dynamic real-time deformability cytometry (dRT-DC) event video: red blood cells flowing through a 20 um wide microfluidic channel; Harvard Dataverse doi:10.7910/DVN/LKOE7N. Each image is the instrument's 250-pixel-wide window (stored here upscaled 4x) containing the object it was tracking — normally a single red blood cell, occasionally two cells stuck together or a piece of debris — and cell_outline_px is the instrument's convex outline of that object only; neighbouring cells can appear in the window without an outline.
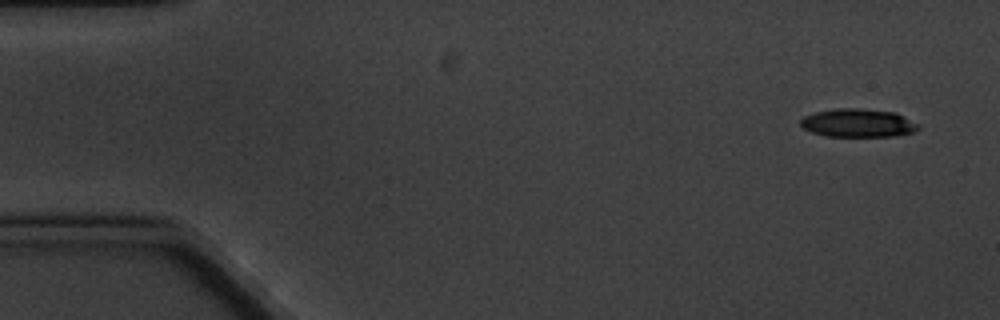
{"species": "common noctule bat (a hibernating species)", "species_latin": "Nyctalus noctula", "temperature_condition": "cold", "stored_images_in_passage": 5, "camera_frame_rate_fps": 3000, "um_per_image_px": 0.085, "animal": {"sex": "male", "body_mass_g": 20.1, "forearm_length_mm": 53.5}, "frame": {"image": 1, "passage_image": 1, "time_ms": 0.0, "image_size_px": [1000, 320], "cell_outline_px": [[920, 128], [912, 132], [896, 136], [824, 136], [812, 132], [804, 128], [800, 124], [800, 120], [804, 116], [816, 112], [836, 108], [856, 108], [896, 112], [920, 124]], "centroid_in_image_um": [72.95, 10.45], "position_along_channel_um": 12.0, "area_um2": 19.48}}
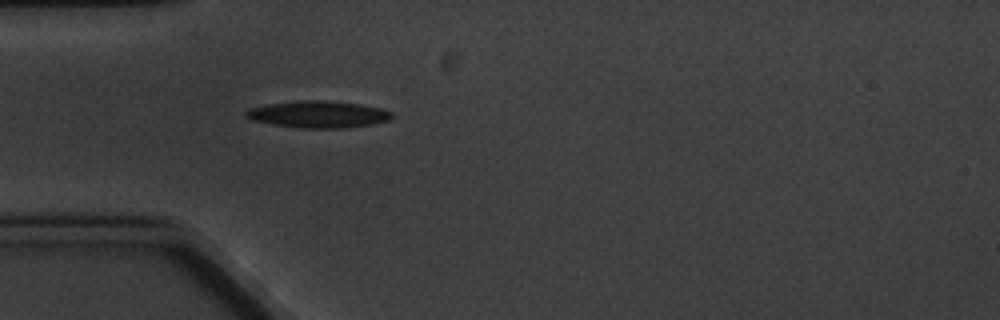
{"frame": {"image": 2, "passage_image": 5, "time_ms": 4.667, "image_size_px": [1000, 320], "cell_outline_px": [[392, 116], [388, 120], [372, 124], [344, 128], [300, 128], [272, 124], [252, 120], [244, 116], [244, 112], [248, 108], [268, 104], [304, 100], [324, 100], [360, 104], [380, 108], [392, 112]], "centroid_in_image_um": [27.01, 9.72], "position_along_channel_um": 58.0, "area_um2": 22.77}}